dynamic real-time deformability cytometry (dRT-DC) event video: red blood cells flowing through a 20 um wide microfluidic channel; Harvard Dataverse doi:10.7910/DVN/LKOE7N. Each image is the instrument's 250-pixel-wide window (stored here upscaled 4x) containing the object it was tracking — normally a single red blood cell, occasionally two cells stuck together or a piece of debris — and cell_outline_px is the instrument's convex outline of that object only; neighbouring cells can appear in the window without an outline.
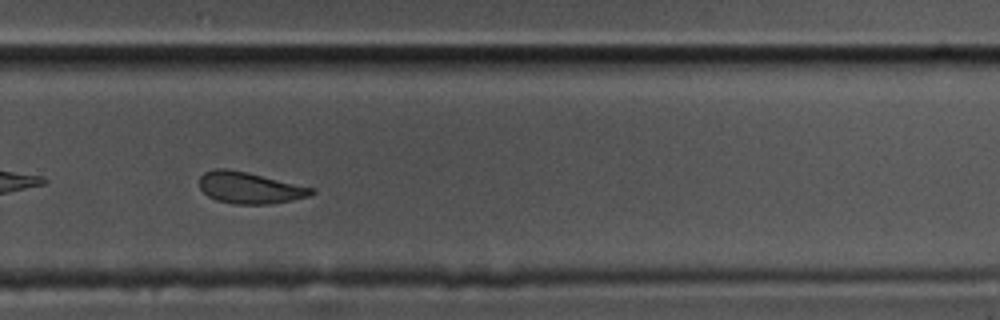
{"species": "common noctule bat (a hibernating species)", "species_latin": "Nyctalus noctula", "temperature_condition": "cold", "stored_images_in_passage": 42, "camera_frame_rate_fps": 3000, "um_per_image_px": 0.085, "animal": {"sex": "male", "body_mass_g": 17.5, "forearm_length_mm": 52.3}, "frame": {"image": 1, "passage_image": 24, "time_ms": 7.667, "image_size_px": [1000, 320], "cell_outline_px": [[316, 192], [308, 196], [292, 200], [268, 204], [232, 204], [216, 200], [208, 196], [200, 188], [200, 176], [204, 172], [216, 168], [228, 168], [248, 172], [316, 188]], "centroid_in_image_um": [21.23, 15.95], "position_along_channel_um": 308.6, "area_um2": 20.75}}
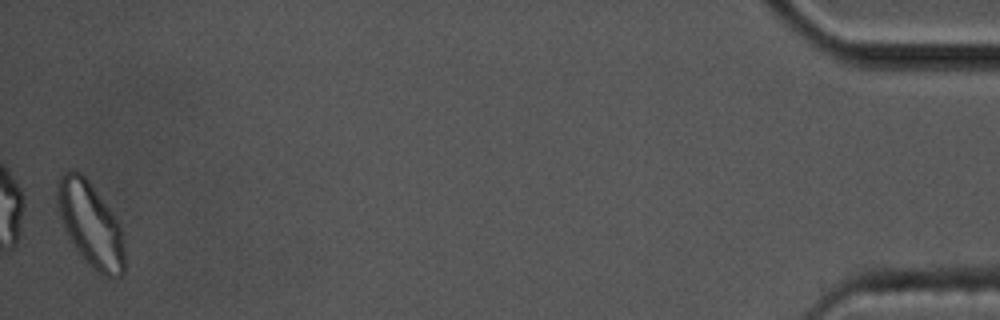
{"frame": {"image": 2, "passage_image": 42, "time_ms": 13.667, "image_size_px": [1000, 320], "cell_outline_px": [[124, 272], [120, 276], [104, 276], [84, 260], [76, 248], [64, 228], [56, 204], [56, 184], [60, 176], [64, 172], [72, 168], [80, 172], [88, 180], [120, 224], [124, 244]], "centroid_in_image_um": [7.67, 19.03], "position_along_channel_um": 427.5, "area_um2": 32.83}, "authors_computed_cell_mechanics": {"area_um2": 22.0507, "velocity_mm_per_s": 3.5179, "shape_relaxation_time_tau1_ms": 4.9498, "shape_relaxation_time_tau2_ms": 3.6877, "deformation_change_tau1": 0.1185, "deformation_change_tau2": 0.0884}}